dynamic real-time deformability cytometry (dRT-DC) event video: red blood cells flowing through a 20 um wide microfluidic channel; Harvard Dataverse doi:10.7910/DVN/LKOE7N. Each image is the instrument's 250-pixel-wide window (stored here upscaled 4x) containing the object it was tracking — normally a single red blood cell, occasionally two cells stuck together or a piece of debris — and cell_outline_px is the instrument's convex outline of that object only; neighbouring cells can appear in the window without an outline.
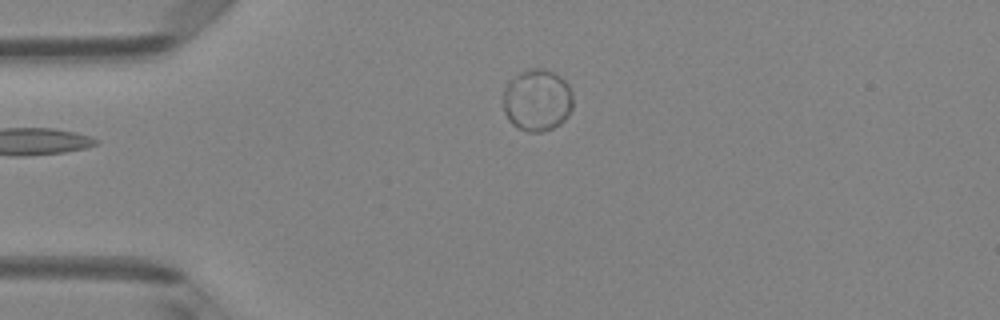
{"species": "Egyptian fruit bat (a non-hibernating species)", "species_latin": "Rousettus aegyptiacus", "temperature_condition": "room temperature", "stored_images_in_passage": 39, "camera_frame_rate_fps": 3000, "um_per_image_px": 0.085, "animal": {"sex": "female"}, "frame": {"image": 1, "passage_image": 1, "time_ms": 0.0, "image_size_px": [1000, 320], "cell_outline_px": [[572, 108], [568, 116], [560, 124], [544, 132], [528, 132], [512, 124], [508, 120], [504, 112], [500, 96], [508, 80], [520, 72], [528, 68], [544, 68], [560, 76], [568, 84], [572, 92]], "centroid_in_image_um": [45.62, 8.5], "position_along_channel_um": 39.4, "area_um2": 25.84}}
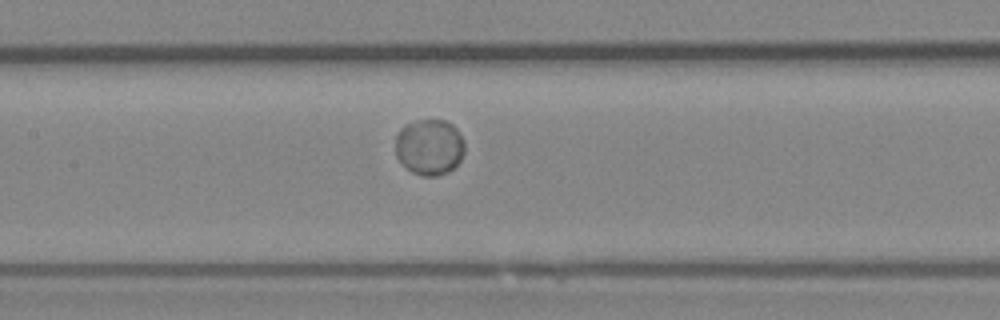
{"frame": {"image": 2, "passage_image": 13, "time_ms": 4.0, "image_size_px": [1000, 320], "cell_outline_px": [[464, 152], [460, 160], [448, 172], [436, 176], [424, 176], [412, 172], [396, 156], [396, 132], [404, 124], [416, 120], [444, 120], [452, 124], [456, 128], [464, 140]], "centroid_in_image_um": [36.49, 12.47], "position_along_channel_um": 170.9, "area_um2": 22.6}}
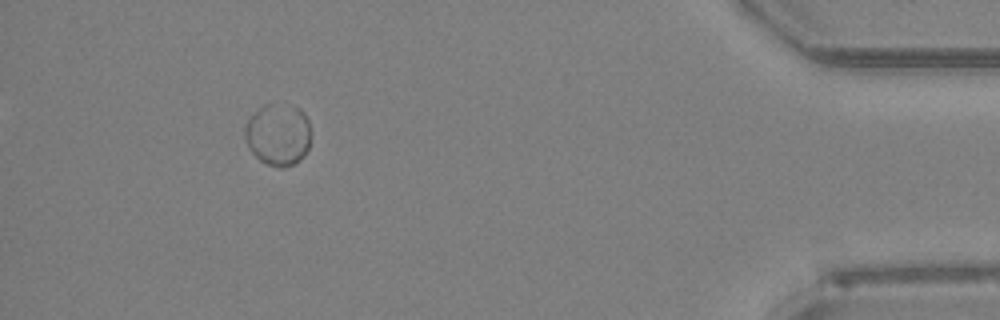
{"frame": {"image": 3, "passage_image": 35, "time_ms": 11.333, "image_size_px": [1000, 320], "cell_outline_px": [[308, 148], [304, 156], [300, 160], [292, 164], [280, 168], [268, 164], [260, 160], [248, 148], [244, 136], [244, 124], [264, 104], [268, 104], [300, 108], [304, 112], [308, 120]], "centroid_in_image_um": [23.61, 11.46], "position_along_channel_um": 411.6, "area_um2": 23.41}, "authors_computed_cell_mechanics": {"area_um2": 23.0044, "velocity_mm_per_s": 4.0518, "shape_relaxation_time_tau1_ms": 1.4874, "shape_relaxation_time_tau2_ms": null, "deformation_change_tau1": 0.0105, "deformation_change_tau2": null}}